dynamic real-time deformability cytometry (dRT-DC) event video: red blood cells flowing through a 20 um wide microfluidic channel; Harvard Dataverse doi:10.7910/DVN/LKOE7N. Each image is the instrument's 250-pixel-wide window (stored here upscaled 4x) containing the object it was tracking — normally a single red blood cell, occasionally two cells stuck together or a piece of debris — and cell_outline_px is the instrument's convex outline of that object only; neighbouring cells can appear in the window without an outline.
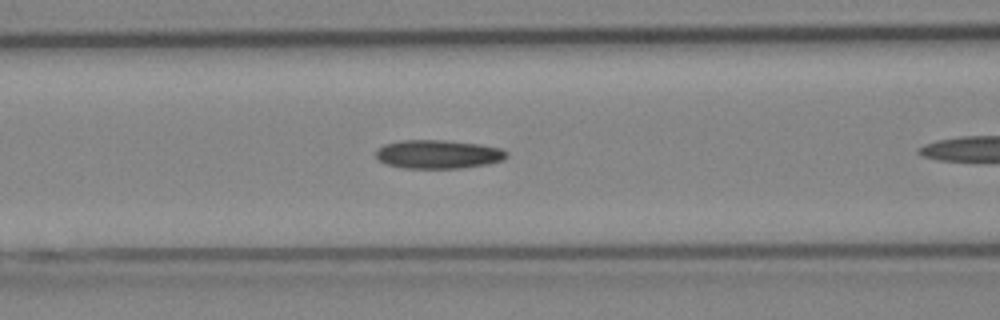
{"species": "Egyptian fruit bat (a non-hibernating species)", "species_latin": "Rousettus aegyptiacus", "temperature_condition": "cold", "stored_images_in_passage": 29, "camera_frame_rate_fps": 3000, "um_per_image_px": 0.085, "animal": {"sex": "female"}, "frame": {"image": 1, "passage_image": 9, "time_ms": 2.667, "image_size_px": [1000, 320], "cell_outline_px": [[508, 156], [500, 160], [488, 164], [460, 168], [404, 168], [388, 164], [380, 160], [376, 156], [376, 152], [384, 144], [400, 140], [444, 140], [480, 144], [500, 148], [508, 152]], "centroid_in_image_um": [37.26, 13.1], "position_along_channel_um": 129.3, "area_um2": 21.68}}
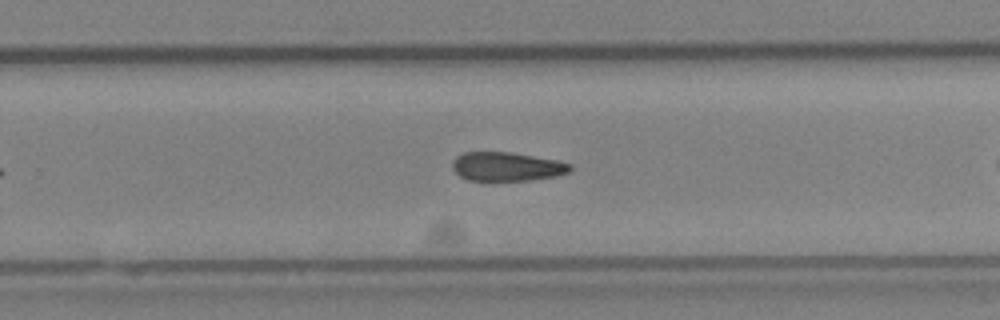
{"frame": {"image": 2, "passage_image": 21, "time_ms": 6.667, "image_size_px": [1000, 320], "cell_outline_px": [[572, 168], [568, 172], [556, 176], [528, 180], [468, 180], [460, 176], [452, 168], [452, 160], [456, 156], [464, 152], [512, 152], [556, 160], [572, 164]], "centroid_in_image_um": [43.06, 14.15], "position_along_channel_um": 286.7, "area_um2": 19.77}}